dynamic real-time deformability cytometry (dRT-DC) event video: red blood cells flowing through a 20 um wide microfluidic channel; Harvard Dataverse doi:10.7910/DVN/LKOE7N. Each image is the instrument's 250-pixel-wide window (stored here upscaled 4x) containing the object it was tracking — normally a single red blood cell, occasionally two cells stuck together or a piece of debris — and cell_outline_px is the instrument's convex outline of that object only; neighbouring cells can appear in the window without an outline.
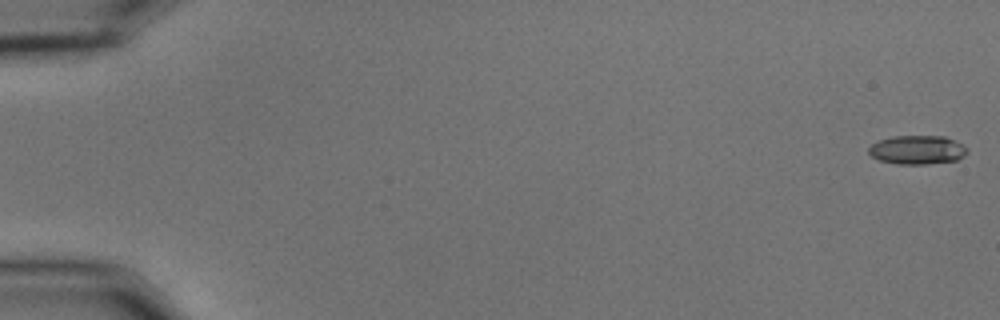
{"species": "common noctule bat (a hibernating species)", "species_latin": "Nyctalus noctula", "temperature_condition": "cold", "stored_images_in_passage": 56, "camera_frame_rate_fps": 3000, "um_per_image_px": 0.085, "animal": {"sex": "male", "body_mass_g": 15.6}, "frame": {"image": 1, "passage_image": 1, "time_ms": 0.0, "image_size_px": [1000, 320], "cell_outline_px": [[968, 152], [964, 156], [956, 160], [924, 164], [896, 164], [880, 160], [872, 156], [868, 152], [868, 148], [872, 144], [880, 140], [892, 136], [944, 136], [964, 144], [968, 148]], "centroid_in_image_um": [77.99, 12.73], "position_along_channel_um": 7.0, "area_um2": 16.59}}
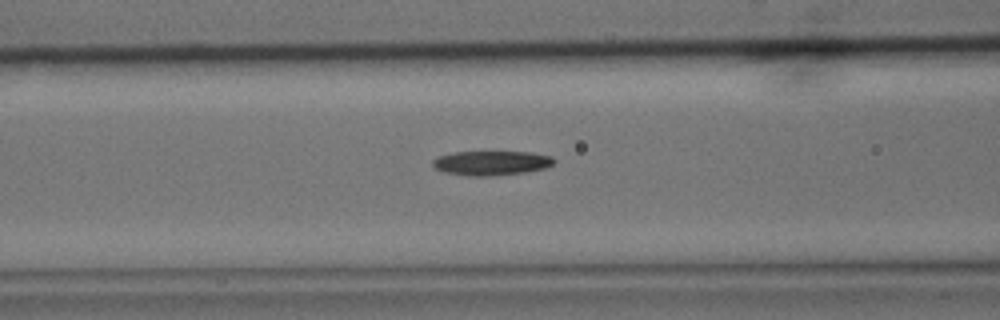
{"frame": {"image": 2, "passage_image": 24, "time_ms": 7.667, "image_size_px": [1000, 320], "cell_outline_px": [[556, 160], [548, 168], [528, 172], [488, 176], [468, 176], [444, 172], [432, 168], [432, 160], [436, 156], [452, 152], [532, 152], [552, 156]], "centroid_in_image_um": [41.75, 13.86], "position_along_channel_um": 124.9, "area_um2": 17.63}}
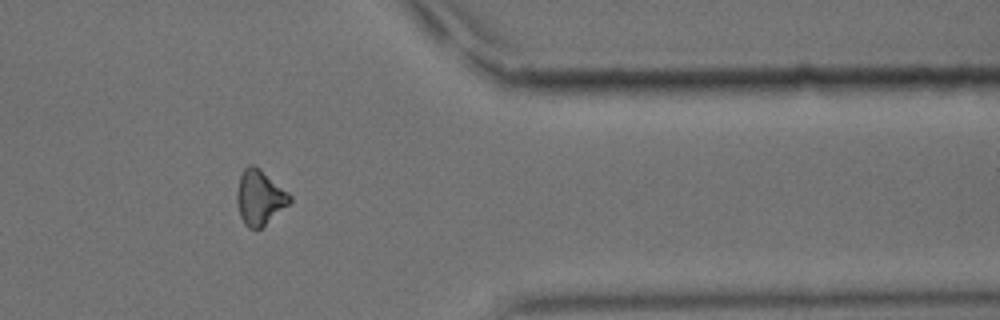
{"frame": {"image": 3, "passage_image": 47, "time_ms": 15.333, "image_size_px": [1000, 320], "cell_outline_px": [[292, 200], [288, 204], [260, 228], [248, 228], [244, 224], [240, 216], [236, 200], [236, 192], [240, 176], [244, 168], [248, 164], [252, 164], [260, 168], [288, 192], [292, 196]], "centroid_in_image_um": [22.05, 16.75], "position_along_channel_um": 389.4, "area_um2": 16.76}, "authors_computed_cell_mechanics": {"area_um2": 16.762, "velocity_mm_per_s": 3.6237, "shape_relaxation_time_tau1_ms": 4.5247, "shape_relaxation_time_tau2_ms": null, "deformation_change_tau1": 0.1072, "deformation_change_tau2": null}}